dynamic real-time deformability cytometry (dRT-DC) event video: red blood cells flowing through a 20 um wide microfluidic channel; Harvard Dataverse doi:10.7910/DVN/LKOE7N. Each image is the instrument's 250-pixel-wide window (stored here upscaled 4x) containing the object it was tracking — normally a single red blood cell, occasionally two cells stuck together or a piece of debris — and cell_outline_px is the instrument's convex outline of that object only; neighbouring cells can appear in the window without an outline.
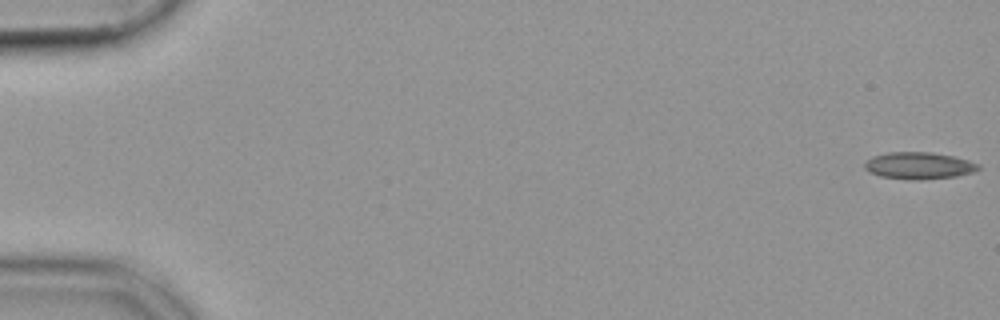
{"species": "common noctule bat (a hibernating species)", "species_latin": "Nyctalus noctula", "temperature_condition": "cold", "stored_images_in_passage": 8, "camera_frame_rate_fps": 3000, "um_per_image_px": 0.085, "animal": {"sex": "female", "body_mass_g": 19.9}, "frame": {"image": 1, "passage_image": 1, "time_ms": 0.0, "image_size_px": [1000, 320], "cell_outline_px": [[980, 168], [972, 172], [956, 176], [916, 180], [880, 176], [868, 172], [864, 168], [864, 160], [872, 156], [888, 152], [932, 152], [952, 156], [968, 160], [980, 164]], "centroid_in_image_um": [78.06, 14.07], "position_along_channel_um": 6.9, "area_um2": 17.86}}